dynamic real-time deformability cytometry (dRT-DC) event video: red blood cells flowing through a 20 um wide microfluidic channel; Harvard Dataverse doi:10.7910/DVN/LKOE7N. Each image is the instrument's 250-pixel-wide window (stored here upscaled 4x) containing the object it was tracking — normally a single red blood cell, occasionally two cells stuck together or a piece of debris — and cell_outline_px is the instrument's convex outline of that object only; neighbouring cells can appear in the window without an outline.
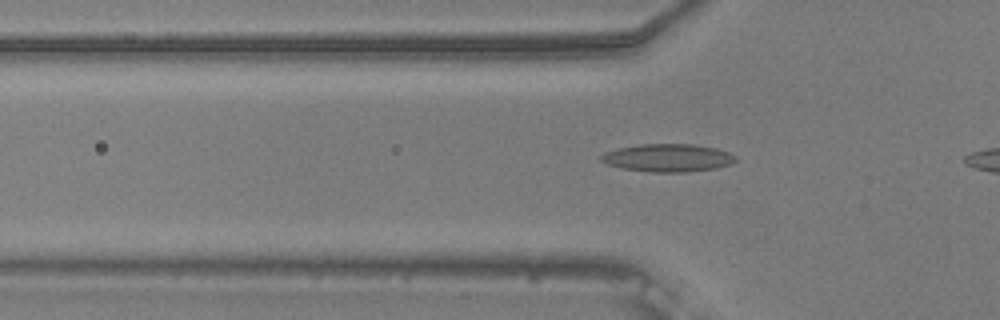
{"species": "common noctule bat (a hibernating species)", "species_latin": "Nyctalus noctula", "temperature_condition": "warm", "stored_images_in_passage": 9, "camera_frame_rate_fps": 3000, "um_per_image_px": 0.085, "animal": {"sex": "male", "body_mass_g": 20.5, "forearm_length_mm": 52.5}, "frame": {"image": 1, "passage_image": 6, "time_ms": 1.667, "image_size_px": [1000, 320], "cell_outline_px": [[736, 160], [732, 164], [716, 168], [688, 172], [648, 172], [620, 168], [608, 164], [600, 160], [600, 156], [604, 152], [620, 148], [640, 144], [692, 144], [716, 148], [728, 152], [736, 156]], "centroid_in_image_um": [56.77, 13.42], "position_along_channel_um": 69.0, "area_um2": 21.91}}